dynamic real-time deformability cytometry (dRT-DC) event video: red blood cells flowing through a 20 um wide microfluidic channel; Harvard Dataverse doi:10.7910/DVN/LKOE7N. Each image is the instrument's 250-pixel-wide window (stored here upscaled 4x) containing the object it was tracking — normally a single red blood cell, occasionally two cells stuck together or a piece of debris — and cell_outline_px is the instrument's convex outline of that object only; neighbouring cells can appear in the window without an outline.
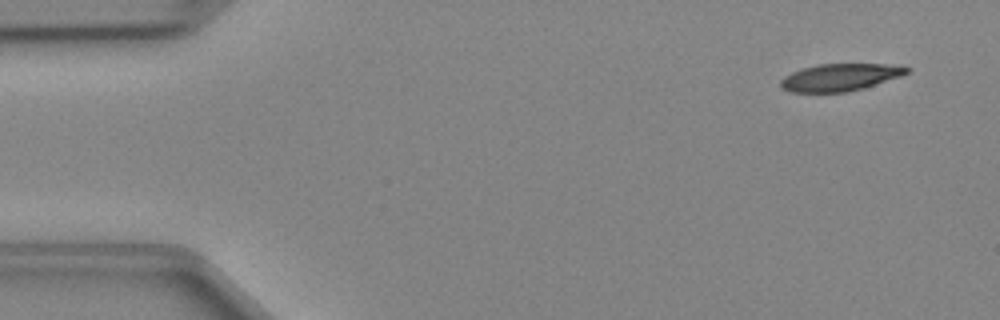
{"species": "Egyptian fruit bat (a non-hibernating species)", "species_latin": "Rousettus aegyptiacus", "temperature_condition": "cold", "stored_images_in_passage": 47, "camera_frame_rate_fps": 3000, "um_per_image_px": 0.085, "animal": {"sex": "female"}, "frame": {"image": 1, "passage_image": 3, "time_ms": 0.667, "image_size_px": [1000, 320], "cell_outline_px": [[912, 68], [908, 72], [900, 76], [864, 88], [848, 92], [788, 92], [780, 88], [780, 80], [784, 76], [792, 72], [816, 64], [904, 64]], "centroid_in_image_um": [71.43, 6.56], "position_along_channel_um": 13.6, "area_um2": 20.29}}
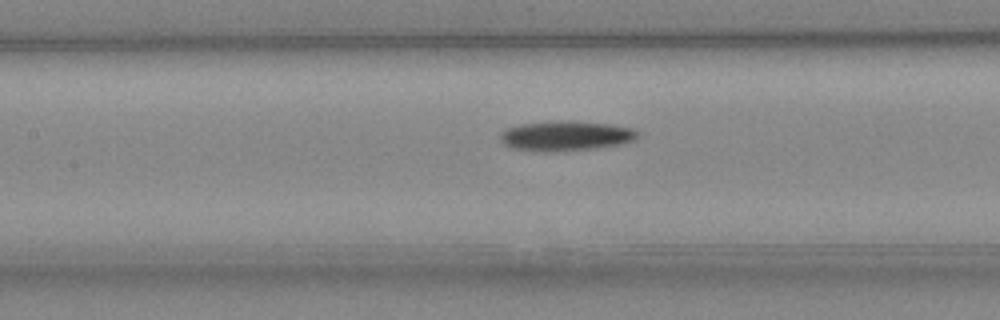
{"frame": {"image": 2, "passage_image": 21, "time_ms": 6.667, "image_size_px": [1000, 320], "cell_outline_px": [[640, 136], [632, 140], [620, 144], [564, 152], [544, 152], [512, 148], [504, 144], [500, 140], [500, 132], [504, 128], [520, 124], [560, 120], [572, 120], [612, 124], [632, 128], [640, 132]], "centroid_in_image_um": [48.07, 11.54], "position_along_channel_um": 159.3, "area_um2": 24.39}}
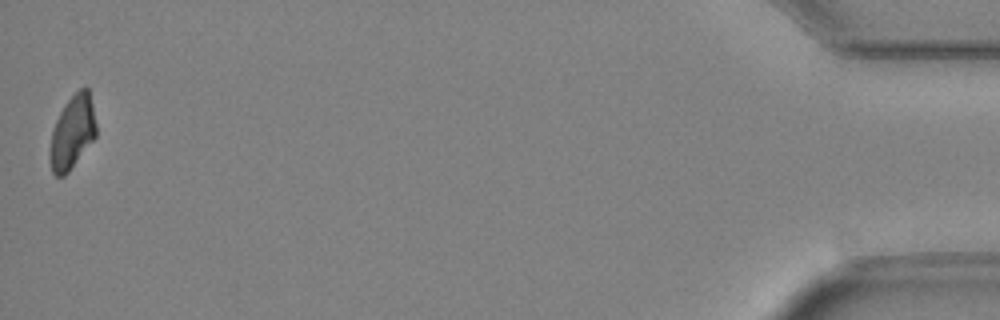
{"frame": {"image": 3, "passage_image": 47, "time_ms": 15.333, "image_size_px": [1000, 320], "cell_outline_px": [[96, 136], [68, 172], [64, 176], [56, 176], [52, 172], [52, 128], [64, 104], [84, 84], [88, 88], [92, 104], [96, 124]], "centroid_in_image_um": [6.19, 11.19], "position_along_channel_um": 429.0, "area_um2": 19.19}}